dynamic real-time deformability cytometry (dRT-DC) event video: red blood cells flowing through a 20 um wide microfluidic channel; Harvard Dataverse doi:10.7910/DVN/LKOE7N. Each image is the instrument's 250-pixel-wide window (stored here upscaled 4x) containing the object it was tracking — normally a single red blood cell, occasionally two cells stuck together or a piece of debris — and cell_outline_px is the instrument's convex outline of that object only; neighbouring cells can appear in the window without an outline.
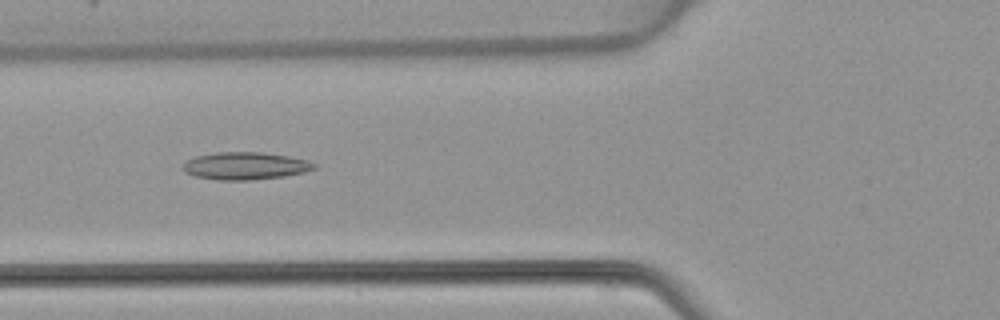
{"species": "common noctule bat (a hibernating species)", "species_latin": "Nyctalus noctula", "temperature_condition": "warm", "stored_images_in_passage": 5, "camera_frame_rate_fps": 3000, "um_per_image_px": 0.085, "animal": {"sex": "female", "body_mass_g": 22.7, "forearm_length_mm": 54.2}, "frame": {"image": 1, "passage_image": 5, "time_ms": 4.667, "image_size_px": [1000, 320], "cell_outline_px": [[316, 168], [304, 172], [284, 176], [252, 180], [220, 180], [196, 176], [184, 172], [180, 168], [188, 160], [196, 156], [216, 152], [264, 152], [288, 156], [308, 160], [316, 164]], "centroid_in_image_um": [20.85, 14.09], "position_along_channel_um": 105.0, "area_um2": 21.04}}